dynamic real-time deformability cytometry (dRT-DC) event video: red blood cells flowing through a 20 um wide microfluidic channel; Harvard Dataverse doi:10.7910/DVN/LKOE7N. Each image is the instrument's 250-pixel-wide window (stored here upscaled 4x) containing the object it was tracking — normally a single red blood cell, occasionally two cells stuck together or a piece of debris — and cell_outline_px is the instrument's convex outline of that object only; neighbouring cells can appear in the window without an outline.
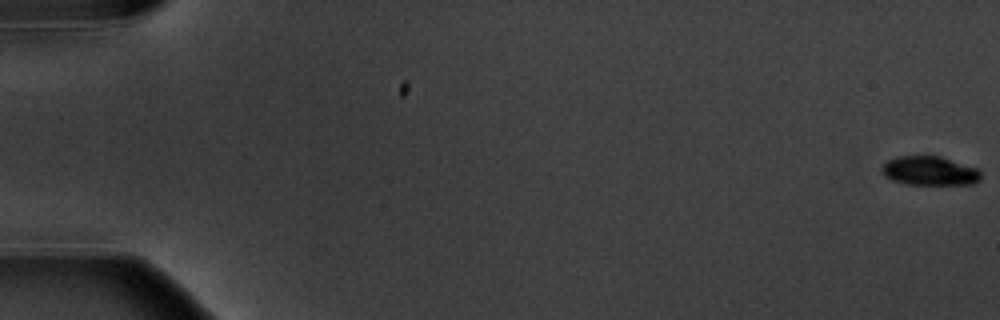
{"species": "common noctule bat (a hibernating species)", "species_latin": "Nyctalus noctula", "temperature_condition": "warm", "stored_images_in_passage": 7, "camera_frame_rate_fps": 3000, "um_per_image_px": 0.085, "animal": {"sex": "male", "body_mass_g": 20.1, "forearm_length_mm": 53.5}, "frame": {"image": 1, "passage_image": 1, "time_ms": 0.0, "image_size_px": [1000, 320], "cell_outline_px": [[980, 180], [972, 184], [908, 184], [892, 180], [884, 176], [880, 168], [888, 160], [900, 156], [940, 156], [976, 168], [980, 172]], "centroid_in_image_um": [78.99, 14.52], "position_along_channel_um": 6.0, "area_um2": 16.59}}